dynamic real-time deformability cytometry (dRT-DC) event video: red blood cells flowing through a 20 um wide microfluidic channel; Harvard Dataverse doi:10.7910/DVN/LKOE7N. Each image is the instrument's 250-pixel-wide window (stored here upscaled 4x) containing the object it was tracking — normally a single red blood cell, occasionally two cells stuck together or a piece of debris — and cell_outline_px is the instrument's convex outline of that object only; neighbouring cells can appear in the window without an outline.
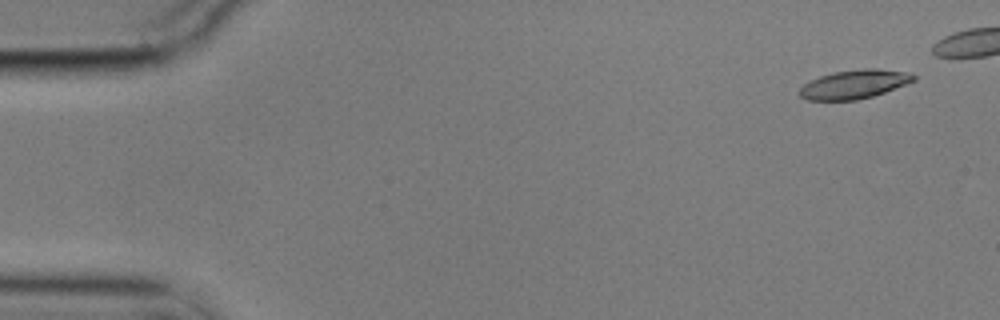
{"species": "common noctule bat (a hibernating species)", "species_latin": "Nyctalus noctula", "temperature_condition": "cold", "stored_images_in_passage": 18, "camera_frame_rate_fps": 3000, "um_per_image_px": 0.085, "animal": {"sex": "male", "body_mass_g": 17.9}, "frame": {"image": 1, "passage_image": 3, "time_ms": 0.667, "image_size_px": [1000, 320], "cell_outline_px": [[916, 80], [908, 84], [872, 96], [856, 100], [808, 100], [800, 96], [796, 92], [804, 84], [820, 76], [836, 72], [864, 68], [876, 68], [908, 72], [916, 76]], "centroid_in_image_um": [72.63, 7.16], "position_along_channel_um": 12.4, "area_um2": 19.13}}